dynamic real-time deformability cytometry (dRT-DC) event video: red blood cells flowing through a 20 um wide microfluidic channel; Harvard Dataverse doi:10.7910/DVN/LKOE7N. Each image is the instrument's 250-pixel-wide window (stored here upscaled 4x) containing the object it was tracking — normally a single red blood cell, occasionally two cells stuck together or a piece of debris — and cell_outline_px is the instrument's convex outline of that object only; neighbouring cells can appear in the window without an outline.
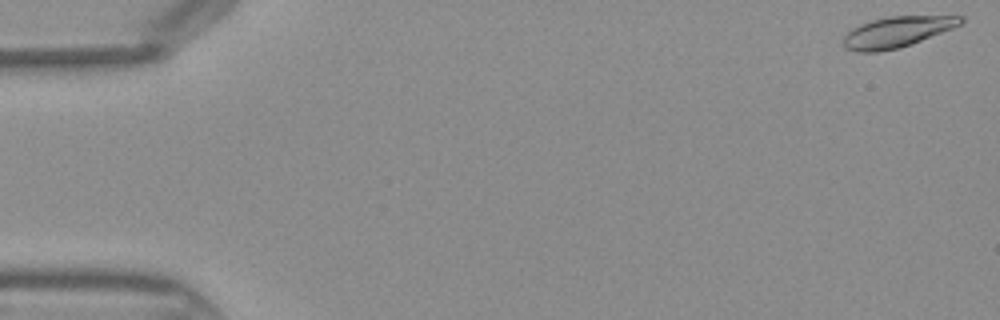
{"species": "Egyptian fruit bat (a non-hibernating species)", "species_latin": "Rousettus aegyptiacus", "temperature_condition": "warm", "stored_images_in_passage": 45, "camera_frame_rate_fps": 3000, "um_per_image_px": 0.085, "frame": {"image": 1, "passage_image": 1, "time_ms": 0.0, "image_size_px": [1000, 320], "cell_outline_px": [[964, 20], [960, 24], [952, 28], [900, 48], [880, 52], [856, 52], [844, 48], [844, 36], [852, 28], [860, 24], [872, 20], [888, 16], [964, 16]], "centroid_in_image_um": [76.2, 2.72], "position_along_channel_um": 8.8, "area_um2": 20.87}}
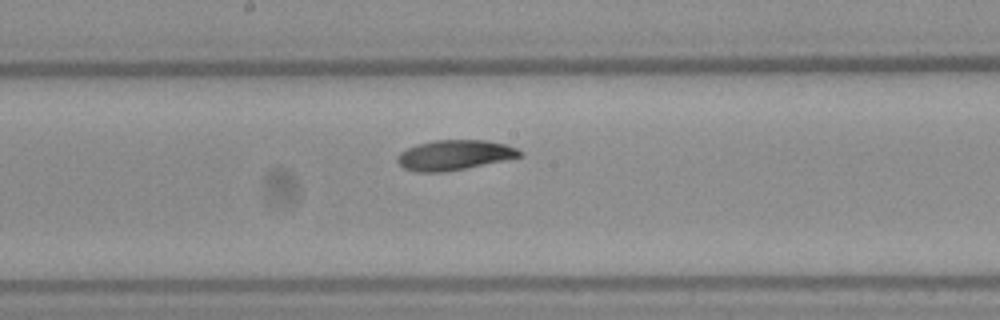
{"frame": {"image": 2, "passage_image": 24, "time_ms": 7.667, "image_size_px": [1000, 320], "cell_outline_px": [[524, 156], [444, 172], [416, 172], [404, 168], [396, 160], [396, 156], [400, 152], [416, 144], [432, 140], [488, 140], [504, 144], [516, 148], [524, 152]], "centroid_in_image_um": [38.62, 13.17], "position_along_channel_um": 209.6, "area_um2": 21.44}}
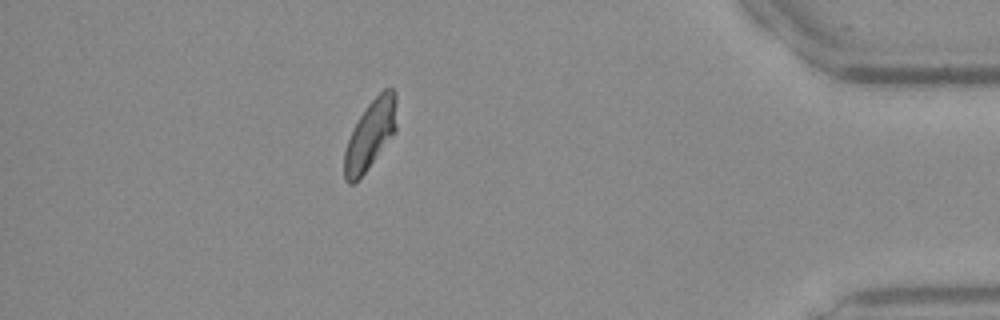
{"frame": {"image": 3, "passage_image": 40, "time_ms": 13.0, "image_size_px": [1000, 320], "cell_outline_px": [[396, 132], [368, 168], [352, 184], [348, 184], [344, 180], [344, 152], [348, 140], [360, 116], [368, 104], [384, 88], [392, 88], [396, 92]], "centroid_in_image_um": [31.49, 11.44], "position_along_channel_um": 403.7, "area_um2": 20.81}}